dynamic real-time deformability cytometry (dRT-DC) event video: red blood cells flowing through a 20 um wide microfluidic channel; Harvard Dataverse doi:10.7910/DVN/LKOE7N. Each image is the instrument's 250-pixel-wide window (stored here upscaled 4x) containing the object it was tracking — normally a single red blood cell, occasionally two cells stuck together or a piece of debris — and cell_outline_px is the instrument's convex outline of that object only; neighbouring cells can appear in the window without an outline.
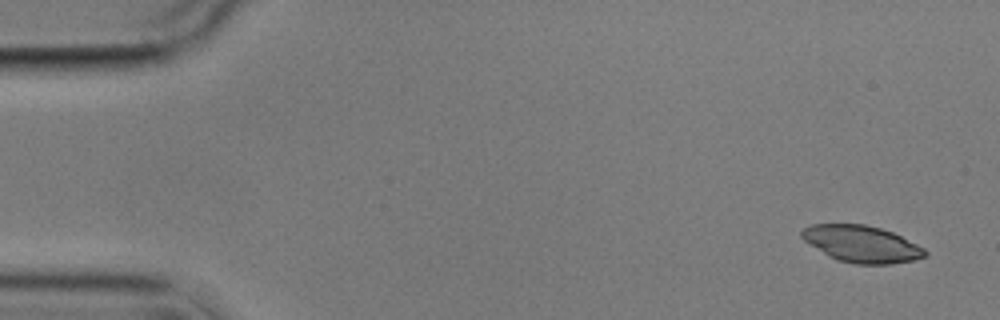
{"species": "common noctule bat (a hibernating species)", "species_latin": "Nyctalus noctula", "temperature_condition": "cold", "stored_images_in_passage": 4, "camera_frame_rate_fps": 3000, "um_per_image_px": 0.085, "animal": {"sex": "male", "body_mass_g": 17.9}, "frame": {"image": 1, "passage_image": 1, "time_ms": 0.0, "image_size_px": [1000, 320], "cell_outline_px": [[928, 256], [916, 260], [892, 264], [856, 264], [836, 260], [828, 256], [804, 240], [800, 236], [800, 232], [804, 228], [812, 224], [864, 224], [880, 228], [892, 232], [924, 248], [928, 252]], "centroid_in_image_um": [73.25, 20.75], "position_along_channel_um": 11.7, "area_um2": 26.47}}
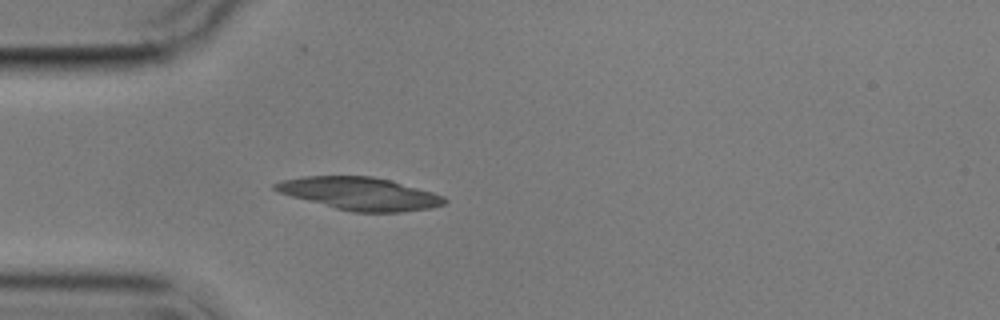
{"frame": {"image": 2, "passage_image": 4, "time_ms": 4.333, "image_size_px": [1000, 320], "cell_outline_px": [[448, 200], [444, 204], [432, 208], [400, 212], [352, 212], [336, 208], [292, 196], [280, 192], [272, 188], [272, 184], [280, 180], [304, 176], [372, 176], [392, 180], [432, 192], [444, 196]], "centroid_in_image_um": [30.6, 16.45], "position_along_channel_um": 54.4, "area_um2": 32.19}}